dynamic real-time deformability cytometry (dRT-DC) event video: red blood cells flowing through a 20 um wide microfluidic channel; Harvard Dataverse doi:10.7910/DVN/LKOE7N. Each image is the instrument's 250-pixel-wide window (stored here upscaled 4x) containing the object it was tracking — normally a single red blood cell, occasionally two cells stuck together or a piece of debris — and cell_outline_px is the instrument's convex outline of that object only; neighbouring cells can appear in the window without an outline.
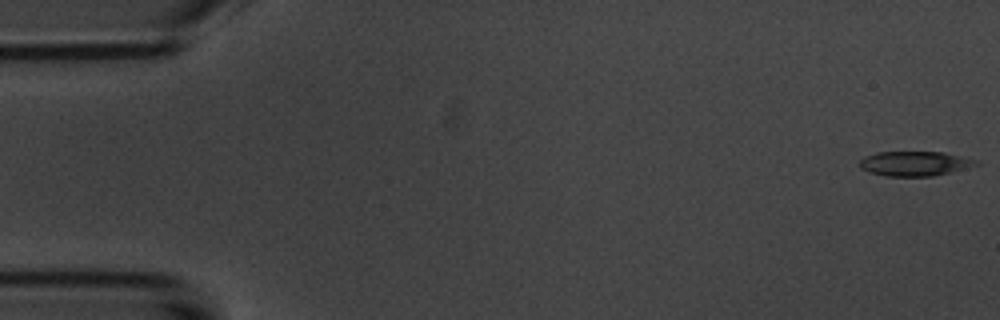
{"species": "common noctule bat (a hibernating species)", "species_latin": "Nyctalus noctula", "temperature_condition": "room temperature", "stored_images_in_passage": 5, "camera_frame_rate_fps": 3000, "um_per_image_px": 0.085, "animal": {"sex": "male", "body_mass_g": 20.1, "forearm_length_mm": 53.5}, "frame": {"image": 1, "passage_image": 1, "time_ms": 0.0, "image_size_px": [1000, 320], "cell_outline_px": [[980, 164], [932, 176], [888, 176], [868, 172], [860, 168], [860, 160], [864, 156], [876, 152], [944, 152], [976, 160]], "centroid_in_image_um": [77.69, 13.89], "position_along_channel_um": 7.3, "area_um2": 16.53}}
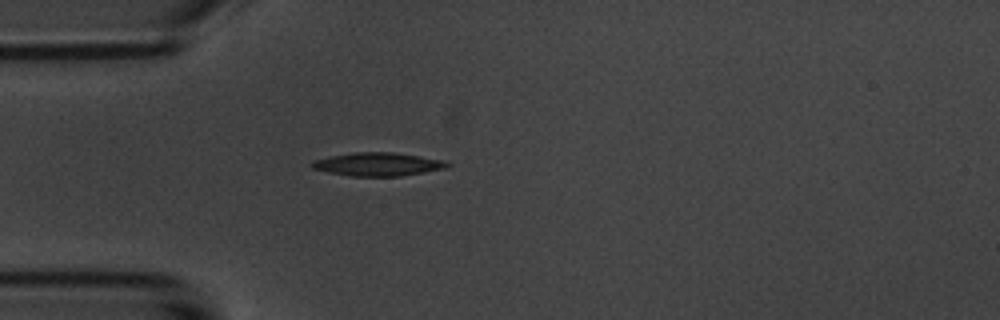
{"frame": {"image": 2, "passage_image": 5, "time_ms": 4.667, "image_size_px": [1000, 320], "cell_outline_px": [[452, 164], [448, 168], [400, 176], [352, 176], [328, 172], [312, 168], [308, 164], [312, 160], [328, 156], [352, 152], [392, 152], [444, 160]], "centroid_in_image_um": [32.09, 13.95], "position_along_channel_um": 52.9, "area_um2": 18.55}}